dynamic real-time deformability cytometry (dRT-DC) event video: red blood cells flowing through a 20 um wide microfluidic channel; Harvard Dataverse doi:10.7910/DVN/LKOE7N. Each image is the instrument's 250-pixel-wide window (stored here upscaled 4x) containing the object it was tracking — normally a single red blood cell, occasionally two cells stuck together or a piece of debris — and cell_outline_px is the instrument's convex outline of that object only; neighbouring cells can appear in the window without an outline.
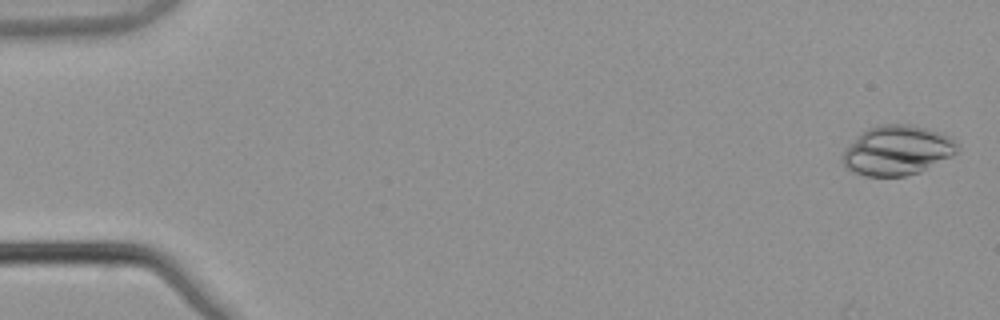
{"species": "common noctule bat (a hibernating species)", "species_latin": "Nyctalus noctula", "temperature_condition": "warm", "stored_images_in_passage": 5, "camera_frame_rate_fps": 3000, "um_per_image_px": 0.085, "animal": {"sex": "male", "body_mass_g": 21.5, "forearm_length_mm": 52.0}, "frame": {"image": 1, "passage_image": 1, "time_ms": 0.0, "image_size_px": [1000, 320], "cell_outline_px": [[960, 148], [952, 156], [920, 172], [904, 176], [864, 176], [848, 168], [844, 164], [844, 148], [860, 132], [868, 128], [880, 124], [912, 124], [948, 136], [960, 144]], "centroid_in_image_um": [76.27, 12.77], "position_along_channel_um": 8.7, "area_um2": 33.12}}